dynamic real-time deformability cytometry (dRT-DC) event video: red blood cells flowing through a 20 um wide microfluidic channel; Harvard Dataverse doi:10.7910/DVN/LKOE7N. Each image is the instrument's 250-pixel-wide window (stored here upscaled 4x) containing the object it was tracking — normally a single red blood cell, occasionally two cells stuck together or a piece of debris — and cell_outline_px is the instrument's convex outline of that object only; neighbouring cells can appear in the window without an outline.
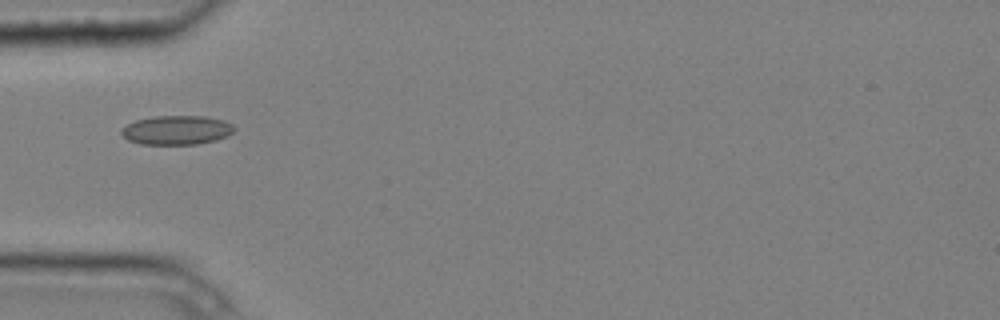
{"species": "common noctule bat (a hibernating species)", "species_latin": "Nyctalus noctula", "temperature_condition": "cold", "stored_images_in_passage": 1, "camera_frame_rate_fps": 3000, "um_per_image_px": 0.085, "animal": {"sex": "male", "body_mass_g": 20.4}, "frame": {"image": 1, "passage_image": 1, "time_ms": 0.0, "image_size_px": [1000, 320], "cell_outline_px": [[236, 128], [228, 136], [216, 140], [196, 144], [140, 144], [128, 140], [120, 132], [128, 124], [136, 120], [156, 116], [204, 116], [224, 120], [232, 124]], "centroid_in_image_um": [15.05, 11.06], "position_along_channel_um": 69.9, "area_um2": 19.07}}